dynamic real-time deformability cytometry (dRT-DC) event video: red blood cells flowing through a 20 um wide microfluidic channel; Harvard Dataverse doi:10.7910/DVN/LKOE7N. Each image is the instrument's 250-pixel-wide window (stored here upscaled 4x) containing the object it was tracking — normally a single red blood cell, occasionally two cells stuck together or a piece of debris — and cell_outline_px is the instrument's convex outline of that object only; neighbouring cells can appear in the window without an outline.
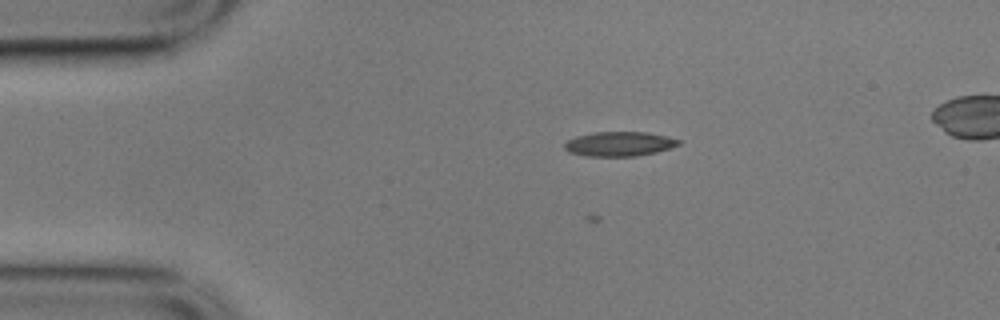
{"species": "common noctule bat (a hibernating species)", "species_latin": "Nyctalus noctula", "temperature_condition": "cold", "stored_images_in_passage": 47, "camera_frame_rate_fps": 3000, "um_per_image_px": 0.085, "animal": {"sex": "male", "body_mass_g": 17.9}, "frame": {"image": 1, "passage_image": 2, "time_ms": 0.333, "image_size_px": [1000, 320], "cell_outline_px": [[680, 144], [656, 152], [636, 156], [588, 156], [568, 152], [564, 148], [564, 144], [568, 140], [576, 136], [596, 132], [648, 132], [668, 136], [680, 140]], "centroid_in_image_um": [52.64, 12.23], "position_along_channel_um": 32.4, "area_um2": 16.24}}
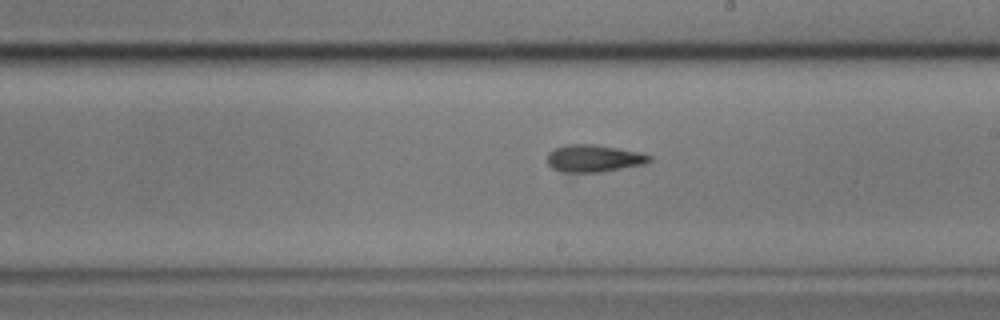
{"frame": {"image": 2, "passage_image": 23, "time_ms": 7.333, "image_size_px": [1000, 320], "cell_outline_px": [[652, 160], [644, 164], [600, 172], [560, 172], [552, 168], [548, 164], [548, 152], [556, 148], [568, 144], [592, 144], [616, 148], [636, 152], [652, 156]], "centroid_in_image_um": [50.44, 13.47], "position_along_channel_um": 238.6, "area_um2": 16.01}}
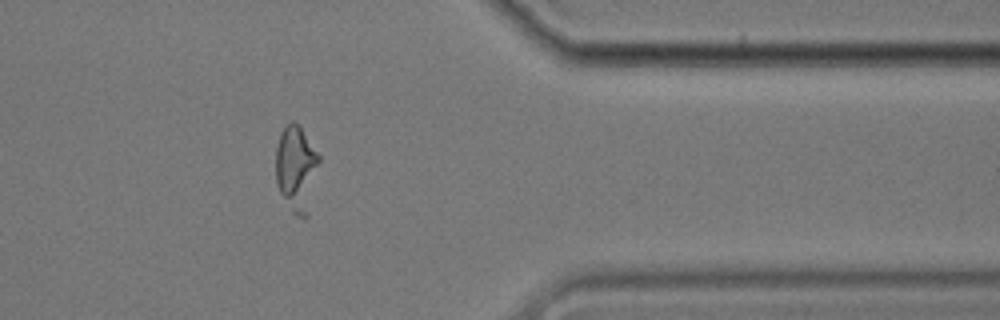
{"frame": {"image": 3, "passage_image": 37, "time_ms": 12.0, "image_size_px": [1000, 320], "cell_outline_px": [[320, 160], [308, 216], [304, 220], [296, 216], [292, 212], [280, 192], [276, 184], [276, 148], [280, 132], [292, 120], [300, 128], [320, 156]], "centroid_in_image_um": [25.19, 14.39], "position_along_channel_um": 386.2, "area_um2": 21.68}}